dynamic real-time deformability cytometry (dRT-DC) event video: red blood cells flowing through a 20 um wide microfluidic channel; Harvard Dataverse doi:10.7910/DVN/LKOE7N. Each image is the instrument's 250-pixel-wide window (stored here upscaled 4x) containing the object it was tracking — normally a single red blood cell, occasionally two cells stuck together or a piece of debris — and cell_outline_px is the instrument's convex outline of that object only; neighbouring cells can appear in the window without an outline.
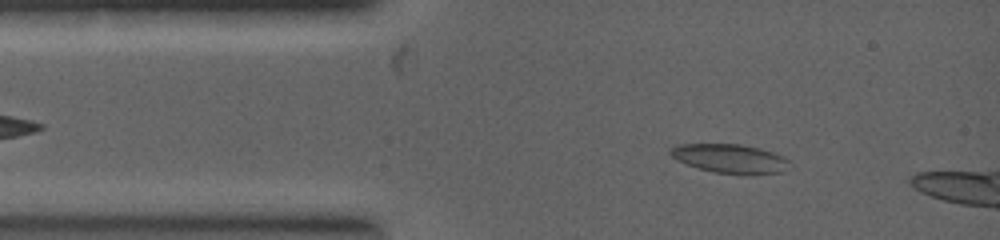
{"species": "common noctule bat (a hibernating species)", "species_latin": "Nyctalus noctula", "temperature_condition": "warm", "stored_images_in_passage": 9, "camera_frame_rate_fps": 5000, "um_per_image_px": 0.085, "animal": {"sex": "female", "body_mass_g": 19.0, "forearm_length_mm": 53.3}, "frame": {"image": 1, "passage_image": 2, "time_ms": 0.2, "image_size_px": [1000, 240], "cell_outline_px": [[792, 168], [784, 172], [752, 176], [712, 172], [696, 168], [676, 160], [668, 152], [676, 144], [740, 144], [772, 152], [784, 156], [788, 160]], "centroid_in_image_um": [62.1, 13.52], "position_along_channel_um": 22.9, "area_um2": 20.69}}
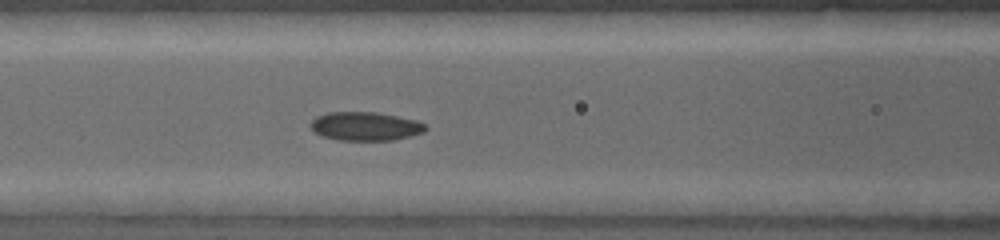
{"frame": {"image": 2, "passage_image": 9, "time_ms": 2.4, "image_size_px": [1000, 240], "cell_outline_px": [[428, 128], [424, 132], [412, 136], [396, 140], [340, 140], [320, 136], [308, 124], [316, 116], [328, 112], [376, 112], [416, 120], [424, 124]], "centroid_in_image_um": [31.05, 10.73], "position_along_channel_um": 135.5, "area_um2": 19.31}}